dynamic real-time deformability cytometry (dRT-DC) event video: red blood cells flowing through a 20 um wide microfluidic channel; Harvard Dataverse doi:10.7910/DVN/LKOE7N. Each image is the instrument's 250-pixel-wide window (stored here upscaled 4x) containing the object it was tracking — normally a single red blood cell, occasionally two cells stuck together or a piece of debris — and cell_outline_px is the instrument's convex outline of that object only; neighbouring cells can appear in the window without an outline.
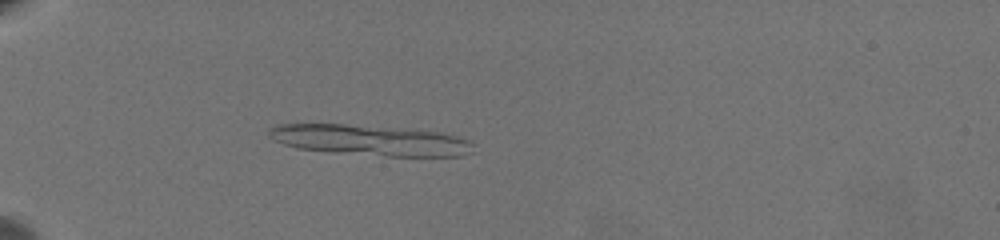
{"species": "common noctule bat (a hibernating species)", "species_latin": "Nyctalus noctula", "temperature_condition": "warm", "stored_images_in_passage": 26, "camera_frame_rate_fps": 3000, "um_per_image_px": 0.085, "animal": {"sex": "female", "body_mass_g": 19.5, "forearm_length_mm": 54.1}, "frame": {"image": 1, "passage_image": 22, "time_ms": 7.0, "image_size_px": [1000, 240], "cell_outline_px": [[476, 152], [460, 156], [388, 156], [336, 152], [296, 148], [284, 144], [268, 136], [268, 128], [276, 124], [344, 124], [412, 128], [444, 132], [468, 140], [472, 144]], "centroid_in_image_um": [31.52, 11.9], "position_along_channel_um": 53.5, "area_um2": 36.88}}